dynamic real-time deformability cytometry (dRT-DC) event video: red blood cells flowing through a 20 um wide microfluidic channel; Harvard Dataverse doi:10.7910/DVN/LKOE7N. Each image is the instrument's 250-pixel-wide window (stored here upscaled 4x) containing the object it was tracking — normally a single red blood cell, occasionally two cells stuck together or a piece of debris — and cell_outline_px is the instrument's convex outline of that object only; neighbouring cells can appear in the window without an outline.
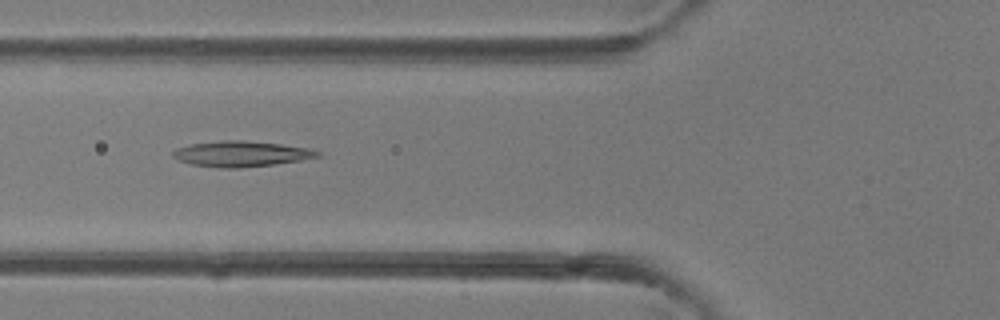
{"species": "common noctule bat (a hibernating species)", "species_latin": "Nyctalus noctula", "temperature_condition": "room temperature", "stored_images_in_passage": 38, "camera_frame_rate_fps": 3000, "um_per_image_px": 0.085, "animal": {"sex": "female"}, "frame": {"image": 1, "passage_image": 13, "time_ms": 4.0, "image_size_px": [1000, 320], "cell_outline_px": [[320, 156], [300, 160], [272, 164], [240, 168], [220, 168], [192, 164], [180, 160], [172, 156], [172, 152], [176, 148], [188, 144], [224, 140], [244, 140], [280, 144], [308, 148], [320, 152]], "centroid_in_image_um": [20.46, 13.07], "position_along_channel_um": 105.3, "area_um2": 21.39}}
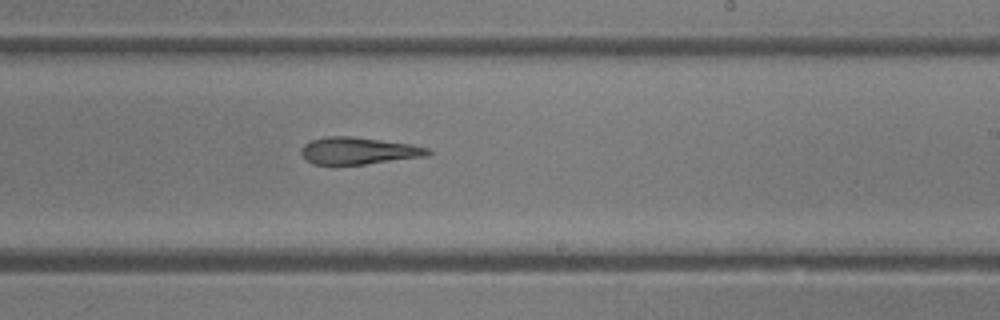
{"frame": {"image": 2, "passage_image": 22, "time_ms": 7.0, "image_size_px": [1000, 320], "cell_outline_px": [[432, 152], [428, 156], [364, 164], [312, 164], [304, 160], [300, 152], [300, 148], [304, 144], [312, 140], [324, 136], [352, 136], [412, 144], [428, 148]], "centroid_in_image_um": [30.44, 12.81], "position_along_channel_um": 258.6, "area_um2": 20.11}}
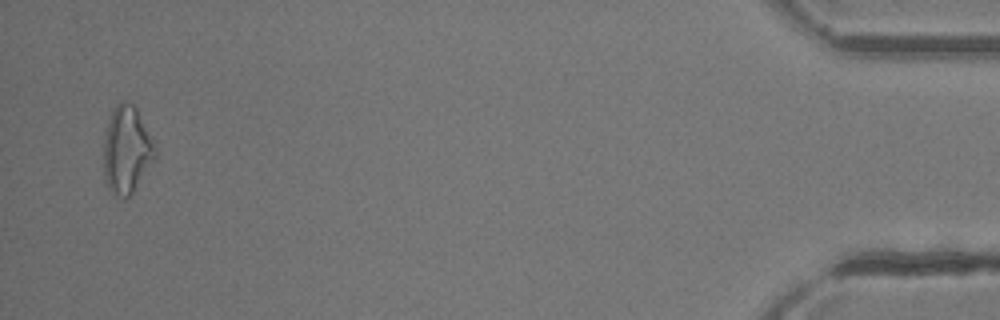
{"frame": {"image": 3, "passage_image": 37, "time_ms": 12.0, "image_size_px": [1000, 320], "cell_outline_px": [[156, 160], [132, 192], [128, 196], [116, 196], [108, 184], [104, 172], [104, 136], [112, 112], [116, 104], [120, 100], [132, 104], [136, 108], [156, 148]], "centroid_in_image_um": [10.79, 12.72], "position_along_channel_um": 424.4, "area_um2": 25.61}}